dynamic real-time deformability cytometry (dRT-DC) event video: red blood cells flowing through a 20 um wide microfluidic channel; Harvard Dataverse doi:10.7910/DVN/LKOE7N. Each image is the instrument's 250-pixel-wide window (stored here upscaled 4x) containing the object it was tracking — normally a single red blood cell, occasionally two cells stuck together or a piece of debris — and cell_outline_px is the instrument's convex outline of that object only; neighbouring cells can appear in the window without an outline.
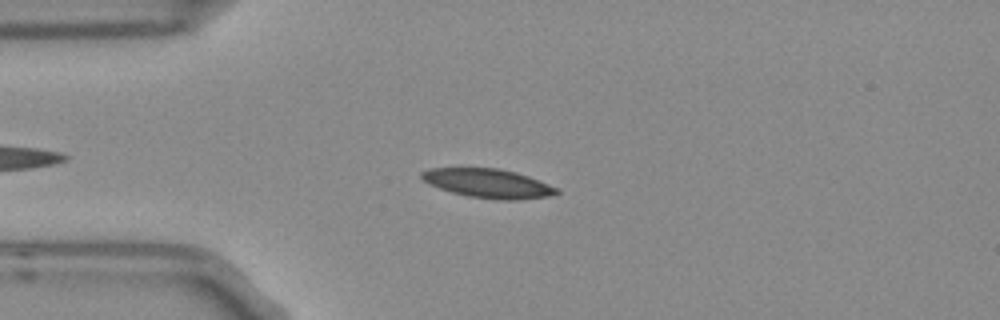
{"species": "Egyptian fruit bat (a non-hibernating species)", "species_latin": "Rousettus aegyptiacus", "temperature_condition": "room temperature", "stored_images_in_passage": 4, "camera_frame_rate_fps": 3000, "um_per_image_px": 0.085, "frame": {"image": 1, "passage_image": 3, "time_ms": 0.667, "image_size_px": [1000, 320], "cell_outline_px": [[560, 192], [548, 196], [516, 200], [500, 200], [468, 196], [452, 192], [428, 184], [420, 176], [420, 172], [428, 168], [496, 168], [516, 172], [528, 176], [560, 188]], "centroid_in_image_um": [41.49, 15.58], "position_along_channel_um": 43.5, "area_um2": 22.83}}